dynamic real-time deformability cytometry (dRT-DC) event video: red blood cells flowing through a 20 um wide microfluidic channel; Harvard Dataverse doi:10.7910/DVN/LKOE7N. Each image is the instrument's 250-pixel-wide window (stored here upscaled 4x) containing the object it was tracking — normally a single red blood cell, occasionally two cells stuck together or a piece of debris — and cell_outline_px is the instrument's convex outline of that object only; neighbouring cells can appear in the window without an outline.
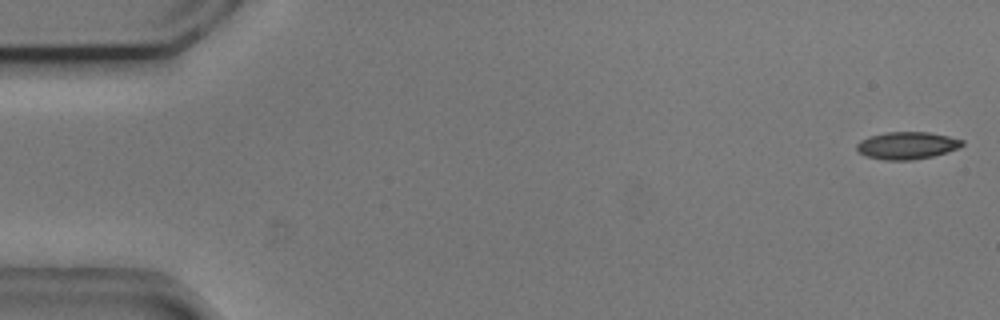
{"species": "common noctule bat (a hibernating species)", "species_latin": "Nyctalus noctula", "temperature_condition": "cold", "stored_images_in_passage": 48, "camera_frame_rate_fps": 3000, "um_per_image_px": 0.085, "animal": {"sex": "male", "body_mass_g": 20.5, "forearm_length_mm": 52.5}, "frame": {"image": 1, "passage_image": 1, "time_ms": 0.0, "image_size_px": [1000, 320], "cell_outline_px": [[964, 144], [960, 148], [948, 152], [932, 156], [912, 160], [884, 160], [868, 156], [860, 152], [856, 148], [856, 144], [860, 140], [868, 136], [888, 132], [928, 132], [948, 136], [964, 140]], "centroid_in_image_um": [77.12, 12.36], "position_along_channel_um": 7.9, "area_um2": 16.82}}
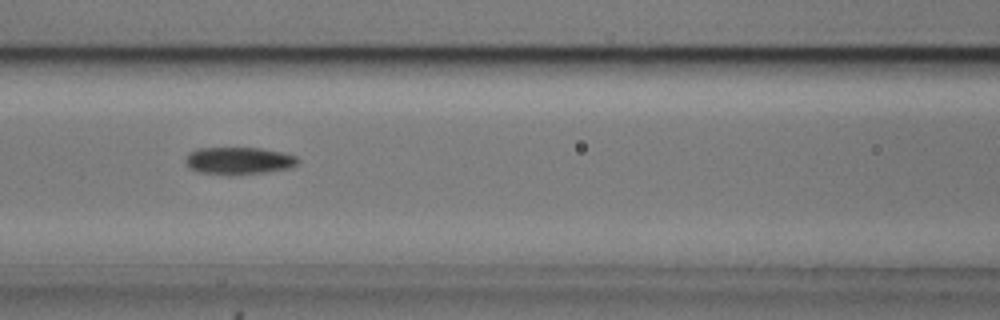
{"frame": {"image": 2, "passage_image": 23, "time_ms": 7.333, "image_size_px": [1000, 320], "cell_outline_px": [[300, 160], [296, 164], [288, 168], [268, 172], [232, 176], [228, 176], [196, 172], [188, 168], [184, 164], [184, 160], [188, 152], [196, 148], [260, 148], [284, 152], [296, 156]], "centroid_in_image_um": [20.22, 13.68], "position_along_channel_um": 146.4, "area_um2": 18.5}}
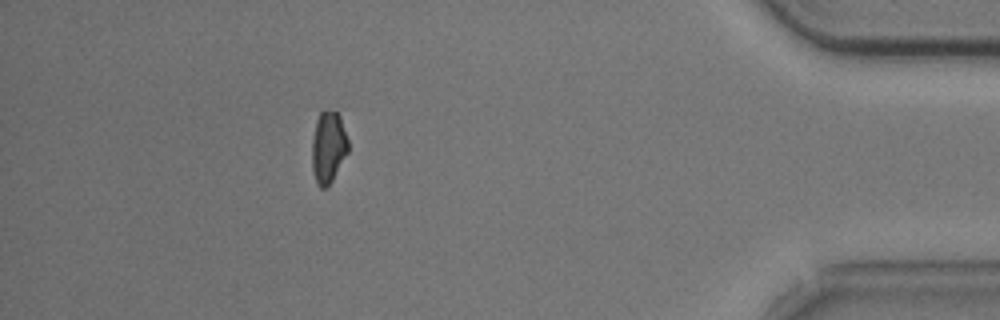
{"frame": {"image": 3, "passage_image": 48, "time_ms": 15.667, "image_size_px": [1000, 320], "cell_outline_px": [[348, 152], [332, 180], [324, 188], [320, 188], [316, 180], [312, 168], [312, 140], [316, 120], [320, 112], [336, 112], [340, 116], [348, 140]], "centroid_in_image_um": [27.9, 12.51], "position_along_channel_um": 407.3, "area_um2": 14.85}}